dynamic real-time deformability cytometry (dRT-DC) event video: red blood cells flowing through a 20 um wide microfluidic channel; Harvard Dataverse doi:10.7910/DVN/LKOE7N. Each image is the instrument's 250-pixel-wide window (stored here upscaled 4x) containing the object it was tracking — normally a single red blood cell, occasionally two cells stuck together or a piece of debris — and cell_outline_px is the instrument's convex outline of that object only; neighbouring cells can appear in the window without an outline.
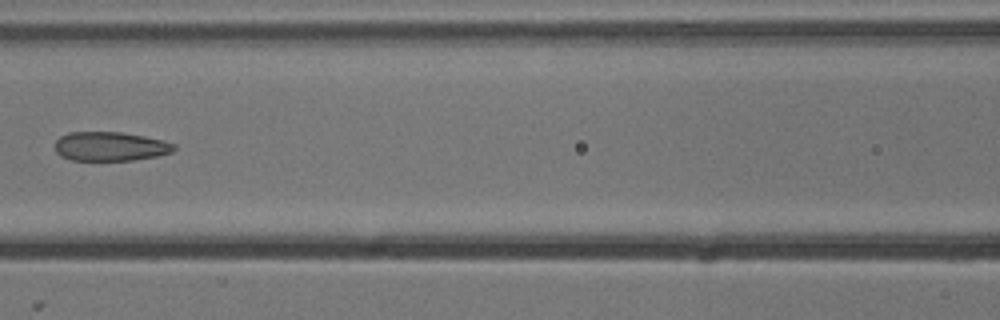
{"species": "common noctule bat (a hibernating species)", "species_latin": "Nyctalus noctula", "temperature_condition": "cold", "stored_images_in_passage": 7, "camera_frame_rate_fps": 3000, "um_per_image_px": 0.085, "animal": {"sex": "male", "body_mass_g": 13.3}, "frame": {"image": 1, "passage_image": 6, "time_ms": 1.667, "image_size_px": [1000, 320], "cell_outline_px": [[176, 148], [172, 152], [156, 156], [132, 160], [72, 160], [60, 156], [56, 152], [56, 140], [60, 136], [68, 132], [120, 132], [144, 136], [164, 140], [176, 144]], "centroid_in_image_um": [9.38, 12.44], "position_along_channel_um": 157.2, "area_um2": 20.23}}
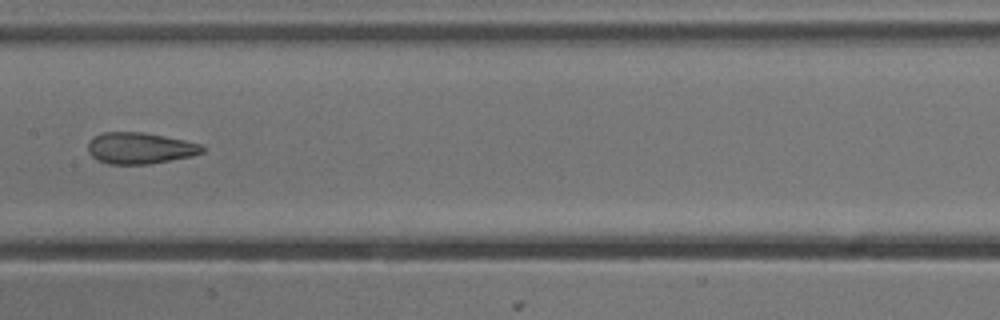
{"frame": {"image": 2, "passage_image": 7, "time_ms": 2.0, "image_size_px": [1000, 320], "cell_outline_px": [[204, 152], [192, 156], [152, 164], [108, 164], [92, 156], [88, 152], [88, 144], [92, 136], [104, 132], [144, 132], [184, 140], [200, 144], [204, 148]], "centroid_in_image_um": [11.89, 12.59], "position_along_channel_um": 195.5, "area_um2": 20.92}}